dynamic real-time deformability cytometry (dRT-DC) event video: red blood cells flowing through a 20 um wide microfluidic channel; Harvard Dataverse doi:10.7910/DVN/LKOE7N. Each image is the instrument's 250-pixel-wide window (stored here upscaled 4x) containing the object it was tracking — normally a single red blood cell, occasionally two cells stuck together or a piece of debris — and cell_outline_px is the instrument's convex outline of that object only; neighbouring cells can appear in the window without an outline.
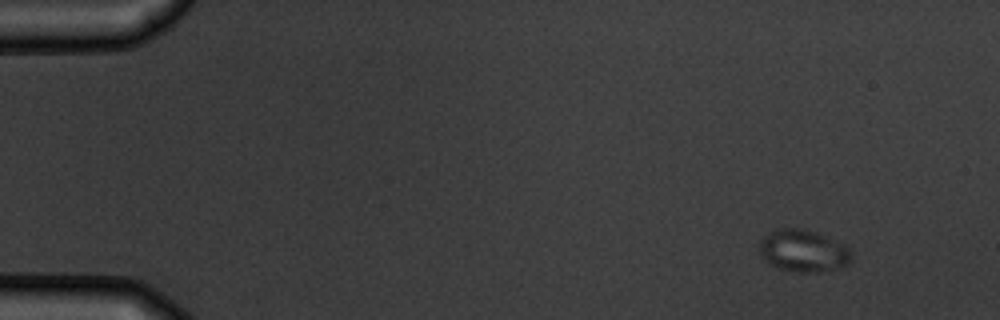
{"species": "common noctule bat (a hibernating species)", "species_latin": "Nyctalus noctula", "temperature_condition": "warm", "stored_images_in_passage": 9, "camera_frame_rate_fps": 3000, "um_per_image_px": 0.085, "animal": {"sex": "male", "body_mass_g": 19.5, "forearm_length_mm": 54.6}, "frame": {"image": 1, "passage_image": 1, "time_ms": 0.0, "image_size_px": [1000, 320], "cell_outline_px": [[852, 260], [848, 264], [816, 272], [796, 272], [776, 268], [764, 260], [760, 252], [760, 240], [768, 232], [776, 228], [796, 228], [816, 232], [848, 244], [852, 252]], "centroid_in_image_um": [68.29, 21.3], "position_along_channel_um": 16.7, "area_um2": 22.83}}
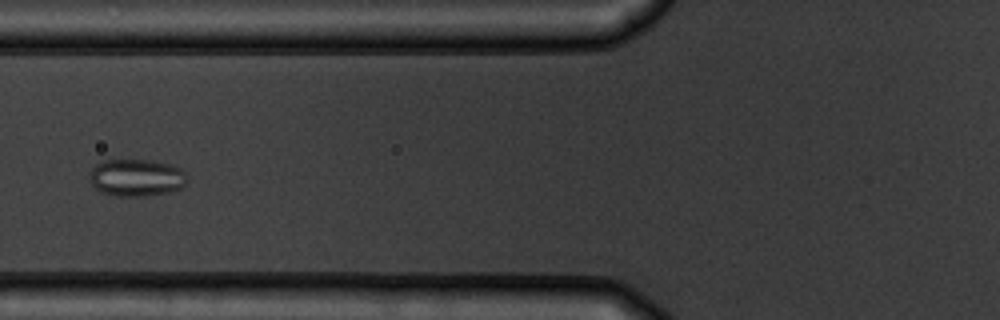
{"frame": {"image": 2, "passage_image": 6, "time_ms": 5.667, "image_size_px": [1000, 320], "cell_outline_px": [[184, 188], [168, 192], [144, 196], [116, 196], [100, 192], [88, 180], [88, 176], [92, 168], [96, 164], [104, 160], [152, 160], [168, 164], [180, 168], [184, 172]], "centroid_in_image_um": [11.54, 15.1], "position_along_channel_um": 114.3, "area_um2": 21.15}}
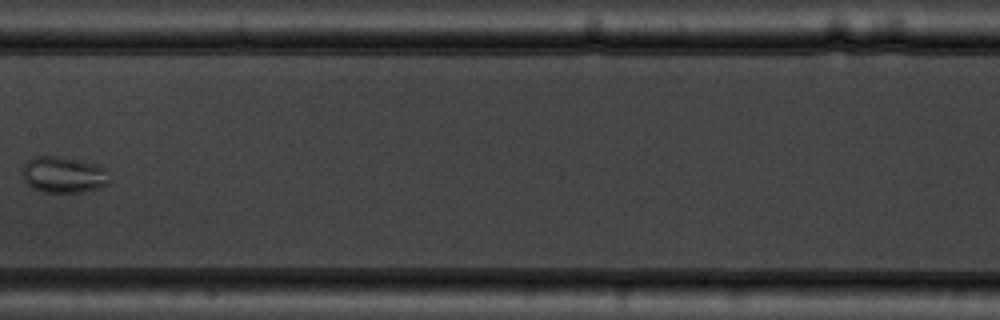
{"frame": {"image": 3, "passage_image": 8, "time_ms": 8.0, "image_size_px": [1000, 320], "cell_outline_px": [[108, 184], [100, 188], [80, 192], [44, 192], [32, 188], [24, 180], [24, 164], [32, 156], [64, 156], [96, 164], [104, 168], [108, 180]], "centroid_in_image_um": [5.39, 14.84], "position_along_channel_um": 202.0, "area_um2": 18.32}}